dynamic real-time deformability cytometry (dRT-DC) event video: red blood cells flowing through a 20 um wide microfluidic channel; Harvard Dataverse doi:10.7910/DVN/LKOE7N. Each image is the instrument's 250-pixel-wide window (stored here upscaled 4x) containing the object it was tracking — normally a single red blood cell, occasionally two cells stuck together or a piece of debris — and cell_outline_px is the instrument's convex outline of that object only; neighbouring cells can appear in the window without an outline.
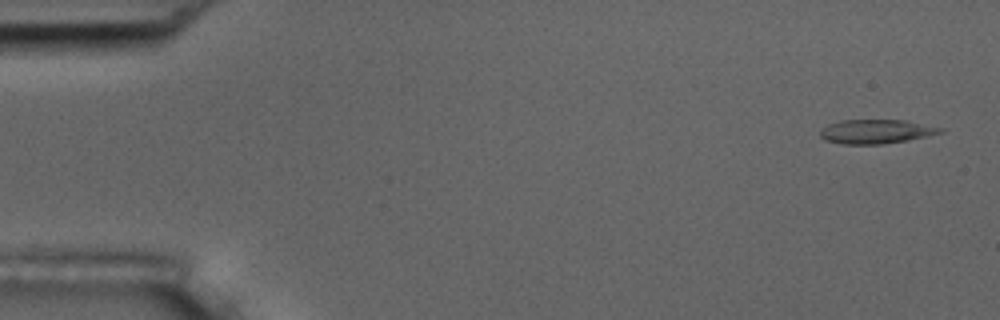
{"species": "common noctule bat (a hibernating species)", "species_latin": "Nyctalus noctula", "temperature_condition": "room temperature", "stored_images_in_passage": 5, "camera_frame_rate_fps": 3000, "um_per_image_px": 0.085, "animal": {"sex": "male", "body_mass_g": 17.5, "forearm_length_mm": 52.3}, "frame": {"image": 1, "passage_image": 1, "time_ms": 0.0, "image_size_px": [1000, 320], "cell_outline_px": [[944, 132], [928, 136], [908, 140], [884, 144], [840, 144], [824, 140], [820, 136], [820, 128], [828, 124], [840, 120], [904, 120], [944, 128]], "centroid_in_image_um": [74.44, 11.18], "position_along_channel_um": 10.6, "area_um2": 17.05}}
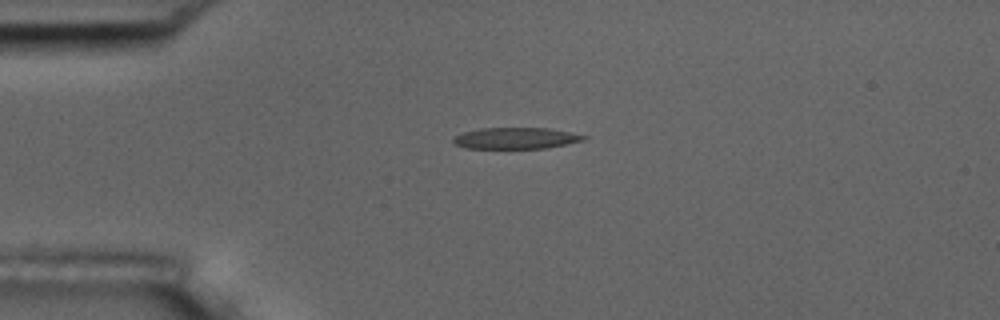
{"frame": {"image": 2, "passage_image": 4, "time_ms": 3.667, "image_size_px": [1000, 320], "cell_outline_px": [[588, 136], [584, 140], [548, 148], [464, 148], [456, 144], [452, 140], [456, 136], [464, 132], [480, 128], [548, 128]], "centroid_in_image_um": [43.85, 11.75], "position_along_channel_um": 41.2, "area_um2": 16.01}}